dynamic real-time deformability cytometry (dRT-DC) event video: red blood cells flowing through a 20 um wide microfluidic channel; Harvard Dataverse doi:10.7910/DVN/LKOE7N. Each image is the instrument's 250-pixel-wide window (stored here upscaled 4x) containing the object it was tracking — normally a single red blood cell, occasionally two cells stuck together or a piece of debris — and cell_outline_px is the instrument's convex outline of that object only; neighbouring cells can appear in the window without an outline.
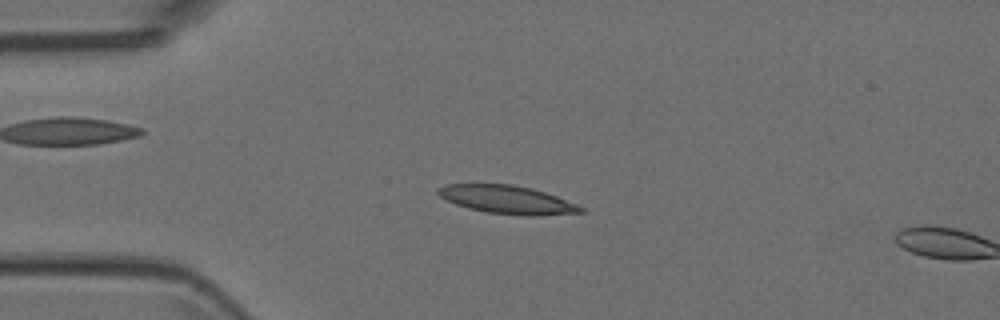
{"species": "Egyptian fruit bat (a non-hibernating species)", "species_latin": "Rousettus aegyptiacus", "temperature_condition": "room temperature", "stored_images_in_passage": 5, "camera_frame_rate_fps": 3000, "um_per_image_px": 0.085, "animal": {"sex": "female"}, "frame": {"image": 1, "passage_image": 4, "time_ms": 3.333, "image_size_px": [1000, 320], "cell_outline_px": [[584, 212], [540, 216], [524, 216], [488, 212], [468, 208], [456, 204], [440, 196], [436, 192], [436, 188], [444, 184], [512, 184], [532, 188], [556, 196], [576, 204], [584, 208]], "centroid_in_image_um": [43.11, 16.97], "position_along_channel_um": 41.9, "area_um2": 23.47}}